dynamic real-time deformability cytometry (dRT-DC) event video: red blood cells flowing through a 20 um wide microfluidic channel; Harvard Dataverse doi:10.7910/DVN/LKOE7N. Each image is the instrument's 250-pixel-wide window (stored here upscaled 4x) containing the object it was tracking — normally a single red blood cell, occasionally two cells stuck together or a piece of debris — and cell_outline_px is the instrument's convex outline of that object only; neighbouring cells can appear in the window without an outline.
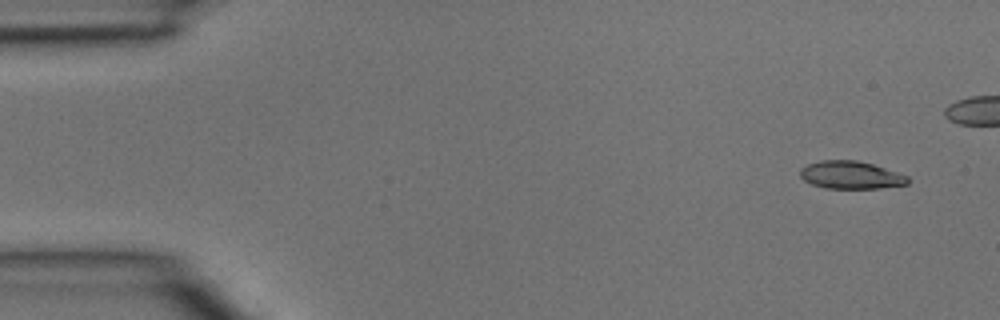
{"species": "common noctule bat (a hibernating species)", "species_latin": "Nyctalus noctula", "temperature_condition": "room temperature", "stored_images_in_passage": 5, "camera_frame_rate_fps": 3000, "um_per_image_px": 0.085, "animal": {"sex": "male", "body_mass_g": 15.6}, "frame": {"image": 1, "passage_image": 1, "time_ms": 0.0, "image_size_px": [1000, 320], "cell_outline_px": [[908, 184], [880, 188], [824, 188], [812, 184], [804, 180], [800, 176], [800, 168], [808, 164], [820, 160], [856, 160], [872, 164], [908, 176]], "centroid_in_image_um": [72.29, 14.87], "position_along_channel_um": 12.7, "area_um2": 17.28}}